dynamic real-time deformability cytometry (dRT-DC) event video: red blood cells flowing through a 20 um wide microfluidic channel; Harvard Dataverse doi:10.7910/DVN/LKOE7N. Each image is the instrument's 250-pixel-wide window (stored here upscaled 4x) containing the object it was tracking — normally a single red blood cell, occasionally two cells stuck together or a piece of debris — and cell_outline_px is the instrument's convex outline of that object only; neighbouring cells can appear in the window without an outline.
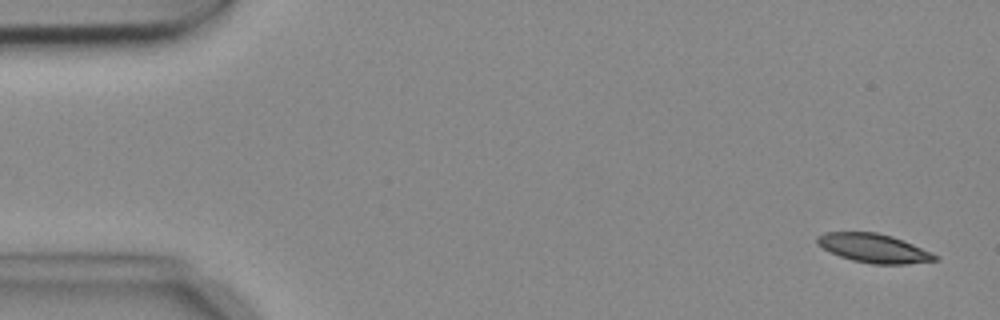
{"species": "common noctule bat (a hibernating species)", "species_latin": "Nyctalus noctula", "temperature_condition": "cold", "stored_images_in_passage": 6, "camera_frame_rate_fps": 3000, "um_per_image_px": 0.085, "animal": {"sex": "female", "body_mass_g": 18.4}, "frame": {"image": 1, "passage_image": 1, "time_ms": 0.0, "image_size_px": [1000, 320], "cell_outline_px": [[940, 260], [904, 264], [872, 264], [852, 260], [840, 256], [816, 244], [816, 236], [824, 232], [876, 232], [892, 236], [932, 252], [940, 256]], "centroid_in_image_um": [74.29, 21.1], "position_along_channel_um": 10.7, "area_um2": 19.83}}